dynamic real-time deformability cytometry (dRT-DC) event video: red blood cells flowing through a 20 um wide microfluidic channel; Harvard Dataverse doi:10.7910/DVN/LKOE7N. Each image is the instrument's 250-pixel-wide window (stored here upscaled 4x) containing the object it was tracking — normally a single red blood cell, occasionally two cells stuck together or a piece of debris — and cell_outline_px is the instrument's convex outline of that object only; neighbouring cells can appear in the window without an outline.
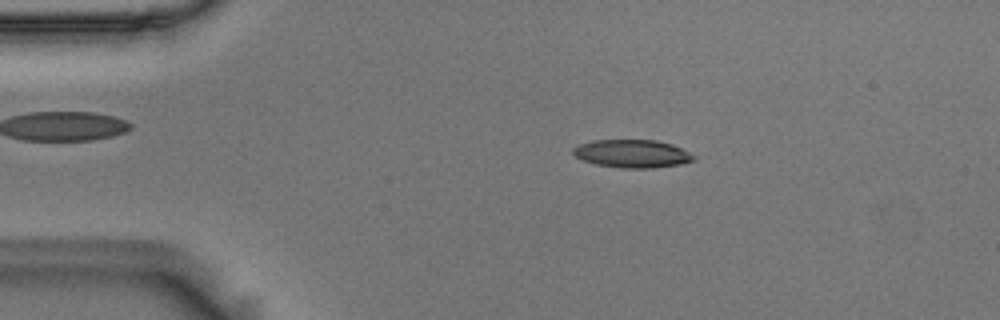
{"species": "Egyptian fruit bat (a non-hibernating species)", "species_latin": "Rousettus aegyptiacus", "temperature_condition": "room temperature", "stored_images_in_passage": 55, "camera_frame_rate_fps": 3000, "um_per_image_px": 0.085, "animal": {"sex": "male"}, "frame": {"image": 1, "passage_image": 10, "time_ms": 3.0, "image_size_px": [1000, 320], "cell_outline_px": [[696, 160], [680, 164], [652, 168], [620, 168], [596, 164], [580, 160], [572, 152], [572, 148], [580, 144], [592, 140], [656, 140], [672, 144], [696, 156]], "centroid_in_image_um": [53.72, 13.06], "position_along_channel_um": 31.3, "area_um2": 19.77}}
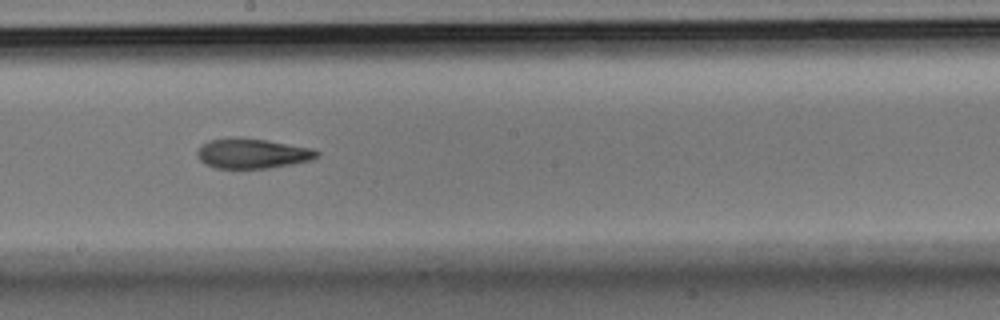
{"frame": {"image": 2, "passage_image": 30, "time_ms": 9.667, "image_size_px": [1000, 320], "cell_outline_px": [[320, 152], [312, 160], [292, 164], [268, 168], [216, 168], [200, 160], [196, 152], [200, 144], [208, 140], [232, 136], [240, 136], [268, 140], [312, 148]], "centroid_in_image_um": [21.42, 13.01], "position_along_channel_um": 226.8, "area_um2": 21.15}}
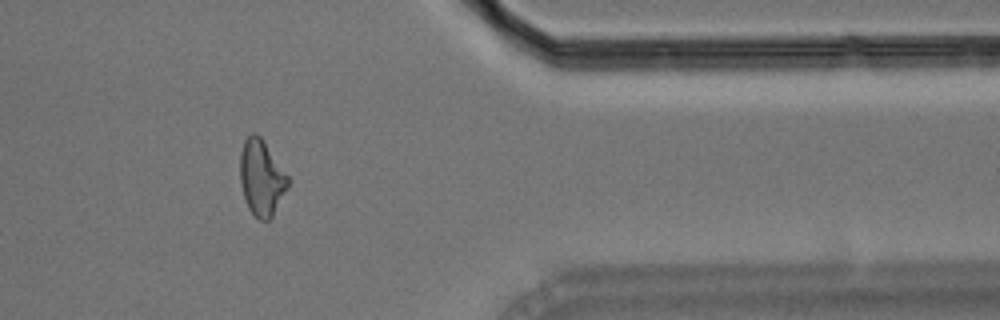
{"frame": {"image": 3, "passage_image": 45, "time_ms": 14.667, "image_size_px": [1000, 320], "cell_outline_px": [[288, 188], [272, 216], [268, 220], [260, 220], [248, 208], [240, 184], [240, 152], [244, 140], [252, 132], [256, 132], [264, 140], [288, 176]], "centroid_in_image_um": [22.21, 15.08], "position_along_channel_um": 389.2, "area_um2": 21.1}, "authors_computed_cell_mechanics": {"area_um2": 20.8658, "velocity_mm_per_s": 3.627, "shape_relaxation_time_tau1_ms": 6.6265, "shape_relaxation_time_tau2_ms": 3.1267, "deformation_change_tau1": 0.1865, "deformation_change_tau2": 0.1215}}